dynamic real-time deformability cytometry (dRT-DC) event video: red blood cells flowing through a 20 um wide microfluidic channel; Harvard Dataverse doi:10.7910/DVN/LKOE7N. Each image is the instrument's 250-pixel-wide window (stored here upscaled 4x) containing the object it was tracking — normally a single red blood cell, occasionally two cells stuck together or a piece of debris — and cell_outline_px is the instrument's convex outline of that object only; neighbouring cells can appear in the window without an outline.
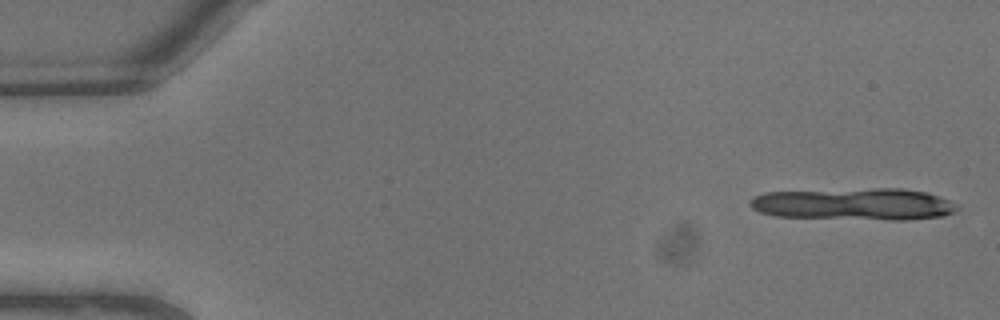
{"species": "common noctule bat (a hibernating species)", "species_latin": "Nyctalus noctula", "temperature_condition": "warm", "stored_images_in_passage": 8, "camera_frame_rate_fps": 3000, "um_per_image_px": 0.085, "animal": {"sex": "male", "body_mass_g": 13.3}, "frame": {"image": 1, "passage_image": 1, "time_ms": 0.0, "image_size_px": [1000, 320], "cell_outline_px": [[960, 208], [956, 212], [944, 216], [904, 220], [892, 220], [776, 216], [760, 212], [752, 208], [748, 204], [748, 200], [752, 196], [764, 192], [876, 188], [904, 188], [924, 192], [948, 200], [956, 204]], "centroid_in_image_um": [72.58, 17.35], "position_along_channel_um": 12.4, "area_um2": 38.84}}